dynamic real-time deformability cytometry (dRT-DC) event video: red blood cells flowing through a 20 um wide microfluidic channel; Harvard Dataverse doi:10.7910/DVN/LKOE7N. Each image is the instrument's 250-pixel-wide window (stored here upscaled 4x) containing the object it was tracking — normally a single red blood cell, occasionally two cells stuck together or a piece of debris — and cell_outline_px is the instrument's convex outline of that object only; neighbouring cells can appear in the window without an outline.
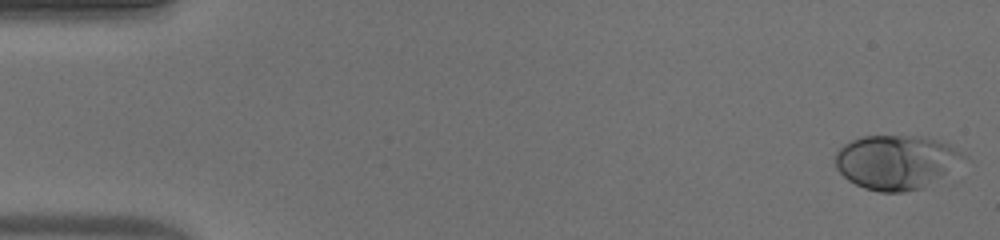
{"species": "human", "species_latin": "Homo sapiens", "temperature_condition": "warm", "stored_images_in_passage": 53, "camera_frame_rate_fps": 3000, "um_per_image_px": 0.085, "donor": {"sex": "male"}, "frame": {"image": 1, "passage_image": 1, "time_ms": 0.0, "image_size_px": [1000, 240], "cell_outline_px": [[964, 156], [960, 180], [924, 188], [904, 192], [880, 192], [864, 188], [848, 180], [836, 168], [836, 152], [844, 144], [852, 140], [864, 136], [924, 136], [940, 140], [964, 152]], "centroid_in_image_um": [76.43, 13.84], "position_along_channel_um": 8.6, "area_um2": 42.83}}
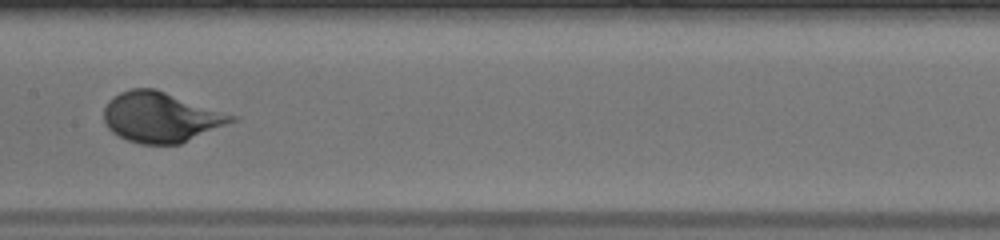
{"frame": {"image": 2, "passage_image": 27, "time_ms": 8.667, "image_size_px": [1000, 240], "cell_outline_px": [[240, 116], [236, 120], [180, 144], [140, 144], [128, 140], [112, 132], [104, 124], [104, 108], [108, 100], [112, 96], [120, 92], [132, 88], [156, 88]], "centroid_in_image_um": [13.68, 9.94], "position_along_channel_um": 193.7, "area_um2": 37.63}}
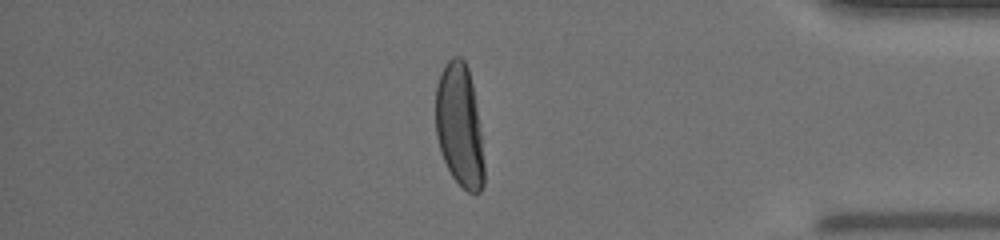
{"frame": {"image": 3, "passage_image": 45, "time_ms": 14.667, "image_size_px": [1000, 240], "cell_outline_px": [[484, 184], [480, 192], [468, 192], [452, 176], [440, 152], [436, 136], [436, 84], [440, 72], [444, 64], [452, 56], [460, 56], [464, 60], [468, 68], [472, 84], [480, 132], [484, 164]], "centroid_in_image_um": [39.04, 10.66], "position_along_channel_um": 396.2, "area_um2": 34.56}, "authors_computed_cell_mechanics": {"area_um2": 36.703, "velocity_mm_per_s": 3.8772, "shape_relaxation_time_tau1_ms": 3.4434, "shape_relaxation_time_tau2_ms": null, "deformation_change_tau1": 0.2159, "deformation_change_tau2": null}}